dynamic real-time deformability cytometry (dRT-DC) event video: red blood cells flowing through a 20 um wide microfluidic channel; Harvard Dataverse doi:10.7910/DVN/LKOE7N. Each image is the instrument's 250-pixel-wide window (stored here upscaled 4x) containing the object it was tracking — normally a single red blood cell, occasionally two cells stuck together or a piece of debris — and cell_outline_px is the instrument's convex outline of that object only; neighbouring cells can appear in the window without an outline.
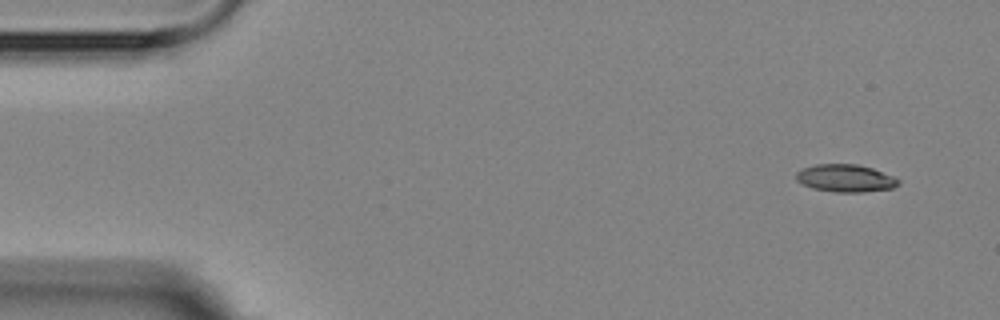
{"species": "Egyptian fruit bat (a non-hibernating species)", "species_latin": "Rousettus aegyptiacus", "temperature_condition": "room temperature", "stored_images_in_passage": 7, "camera_frame_rate_fps": 3000, "um_per_image_px": 0.085, "animal": {"sex": "female"}, "frame": {"image": 1, "passage_image": 1, "time_ms": 0.0, "image_size_px": [1000, 320], "cell_outline_px": [[900, 184], [892, 188], [864, 192], [836, 192], [812, 188], [796, 180], [796, 172], [804, 168], [816, 164], [856, 164], [872, 168], [892, 176], [900, 180]], "centroid_in_image_um": [71.87, 15.15], "position_along_channel_um": 13.1, "area_um2": 16.3}}
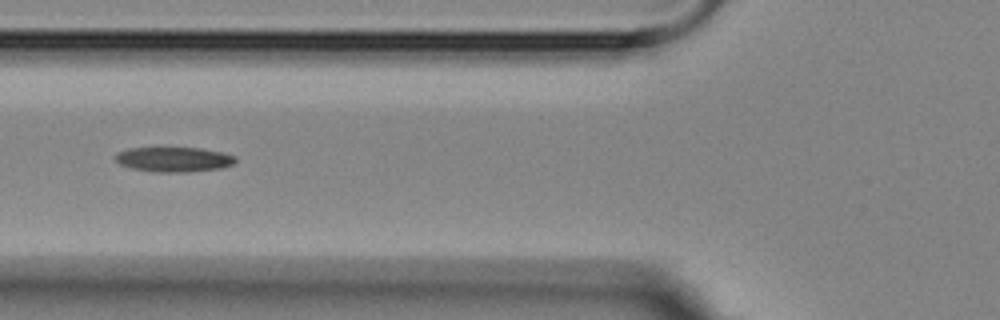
{"frame": {"image": 2, "passage_image": 6, "time_ms": 5.667, "image_size_px": [1000, 320], "cell_outline_px": [[236, 160], [232, 164], [220, 168], [188, 172], [156, 172], [132, 168], [120, 164], [116, 160], [116, 152], [128, 148], [200, 148], [224, 152], [236, 156]], "centroid_in_image_um": [14.79, 13.54], "position_along_channel_um": 111.0, "area_um2": 17.34}}
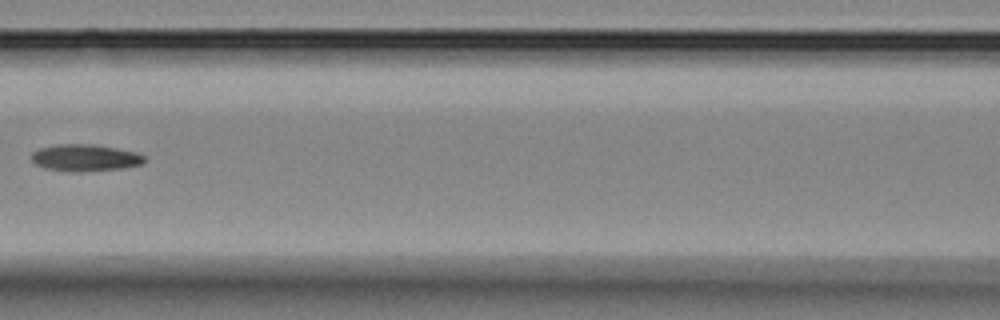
{"frame": {"image": 3, "passage_image": 7, "time_ms": 7.0, "image_size_px": [1000, 320], "cell_outline_px": [[148, 160], [140, 164], [124, 168], [84, 172], [68, 172], [44, 168], [36, 164], [32, 160], [32, 152], [40, 148], [60, 144], [88, 144], [116, 148], [136, 152], [144, 156]], "centroid_in_image_um": [7.24, 13.43], "position_along_channel_um": 159.4, "area_um2": 17.74}}